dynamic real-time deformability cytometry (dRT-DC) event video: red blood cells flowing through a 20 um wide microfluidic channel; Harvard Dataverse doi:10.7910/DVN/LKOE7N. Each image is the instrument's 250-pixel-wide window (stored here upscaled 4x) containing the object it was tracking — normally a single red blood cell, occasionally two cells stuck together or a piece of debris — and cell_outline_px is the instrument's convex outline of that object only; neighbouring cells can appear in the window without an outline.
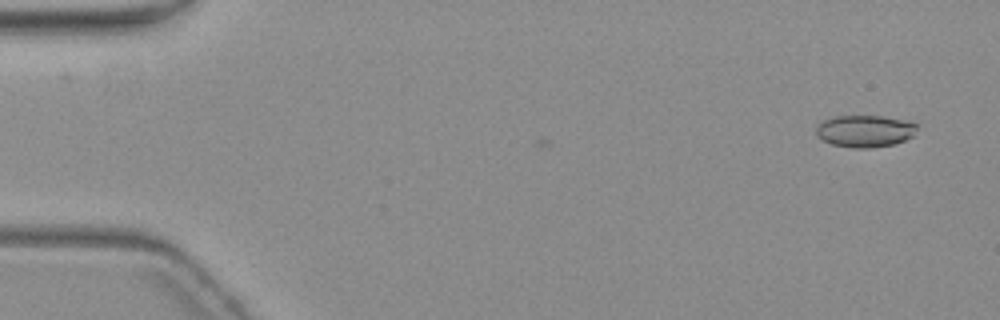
{"species": "common noctule bat (a hibernating species)", "species_latin": "Nyctalus noctula", "temperature_condition": "warm", "stored_images_in_passage": 5, "camera_frame_rate_fps": 3000, "um_per_image_px": 0.085, "animal": {"sex": "female", "body_mass_g": 19.3, "forearm_length_mm": 54.1}, "frame": {"image": 1, "passage_image": 1, "time_ms": 0.0, "image_size_px": [1000, 320], "cell_outline_px": [[916, 136], [892, 144], [872, 148], [852, 148], [832, 144], [816, 136], [816, 124], [832, 116], [884, 116], [916, 124]], "centroid_in_image_um": [73.48, 11.14], "position_along_channel_um": 11.5, "area_um2": 18.84}}